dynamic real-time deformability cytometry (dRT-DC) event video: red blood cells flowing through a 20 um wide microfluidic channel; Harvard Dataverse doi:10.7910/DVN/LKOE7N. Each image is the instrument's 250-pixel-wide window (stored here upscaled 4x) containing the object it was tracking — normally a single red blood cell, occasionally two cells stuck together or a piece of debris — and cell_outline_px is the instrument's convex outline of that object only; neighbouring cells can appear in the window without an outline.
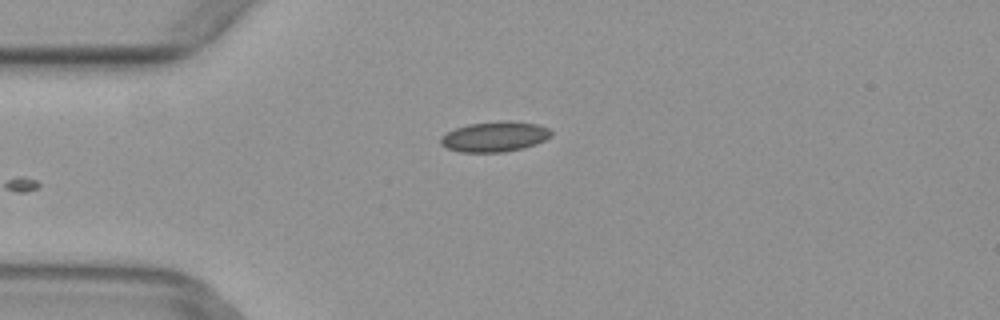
{"species": "common noctule bat (a hibernating species)", "species_latin": "Nyctalus noctula", "temperature_condition": "warm", "stored_images_in_passage": 5, "camera_frame_rate_fps": 3000, "um_per_image_px": 0.085, "animal": {"sex": "female", "body_mass_g": 29.2, "forearm_length_mm": 56.3}, "frame": {"image": 1, "passage_image": 5, "time_ms": 1.333, "image_size_px": [1000, 320], "cell_outline_px": [[552, 136], [536, 144], [524, 148], [504, 152], [460, 152], [448, 148], [440, 144], [440, 136], [456, 128], [468, 124], [500, 120], [508, 120], [536, 124], [548, 128], [552, 132]], "centroid_in_image_um": [42.05, 11.61], "position_along_channel_um": 42.9, "area_um2": 19.59}}